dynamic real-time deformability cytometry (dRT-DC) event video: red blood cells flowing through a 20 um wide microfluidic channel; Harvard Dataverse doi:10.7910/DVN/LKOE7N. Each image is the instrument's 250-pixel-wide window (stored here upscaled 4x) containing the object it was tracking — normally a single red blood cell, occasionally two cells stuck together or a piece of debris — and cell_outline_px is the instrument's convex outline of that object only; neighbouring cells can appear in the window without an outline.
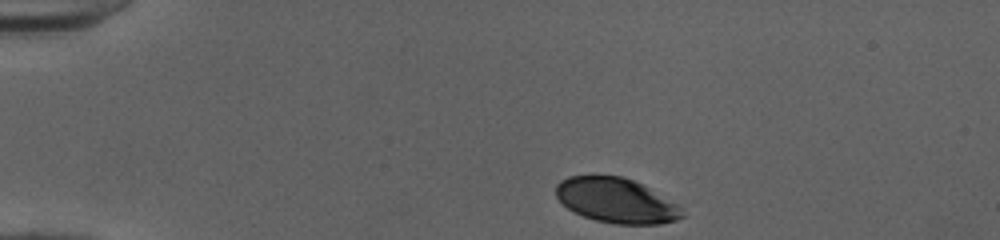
{"species": "human", "species_latin": "Homo sapiens", "temperature_condition": "cold", "stored_images_in_passage": 35, "camera_frame_rate_fps": 3000, "um_per_image_px": 0.085, "donor": {"sex": "female"}, "frame": {"image": 1, "passage_image": 1, "time_ms": 0.0, "image_size_px": [1000, 240], "cell_outline_px": [[684, 216], [676, 220], [660, 224], [616, 224], [596, 220], [584, 216], [568, 208], [556, 196], [556, 184], [560, 180], [568, 176], [620, 176], [632, 180], [648, 188], [676, 204], [680, 208]], "centroid_in_image_um": [52.35, 17.05], "position_along_channel_um": 32.7, "area_um2": 32.37}}
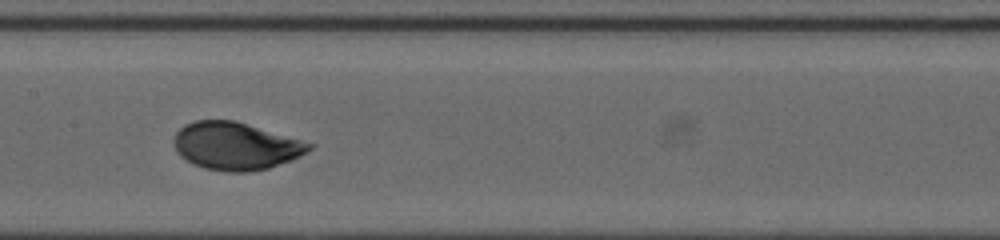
{"frame": {"image": 2, "passage_image": 18, "time_ms": 5.667, "image_size_px": [1000, 240], "cell_outline_px": [[316, 144], [308, 152], [292, 160], [268, 168], [248, 172], [228, 172], [204, 168], [192, 164], [180, 156], [176, 152], [176, 132], [184, 124], [196, 120], [232, 120]], "centroid_in_image_um": [20.05, 12.42], "position_along_channel_um": 187.3, "area_um2": 37.34}}
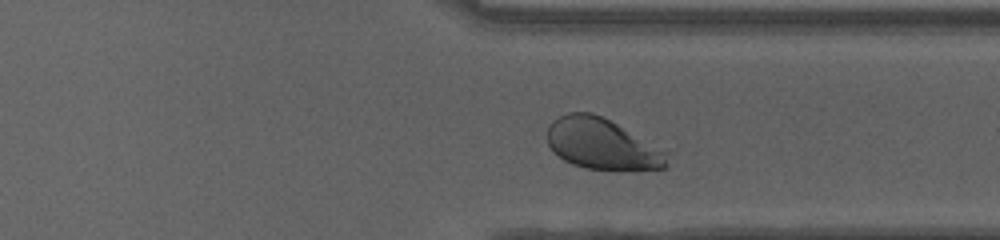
{"frame": {"image": 3, "passage_image": 31, "time_ms": 10.0, "image_size_px": [1000, 240], "cell_outline_px": [[668, 164], [664, 168], [620, 172], [584, 168], [572, 164], [564, 160], [552, 152], [548, 144], [548, 124], [552, 120], [568, 112], [592, 112], [616, 124], [668, 152]], "centroid_in_image_um": [51.16, 12.29], "position_along_channel_um": 360.2, "area_um2": 35.95}, "authors_computed_cell_mechanics": {"area_um2": 36.8186, "velocity_mm_per_s": 3.9911, "shape_relaxation_time_tau1_ms": 2.4575, "shape_relaxation_time_tau2_ms": null, "deformation_change_tau1": 0.1436, "deformation_change_tau2": null}}